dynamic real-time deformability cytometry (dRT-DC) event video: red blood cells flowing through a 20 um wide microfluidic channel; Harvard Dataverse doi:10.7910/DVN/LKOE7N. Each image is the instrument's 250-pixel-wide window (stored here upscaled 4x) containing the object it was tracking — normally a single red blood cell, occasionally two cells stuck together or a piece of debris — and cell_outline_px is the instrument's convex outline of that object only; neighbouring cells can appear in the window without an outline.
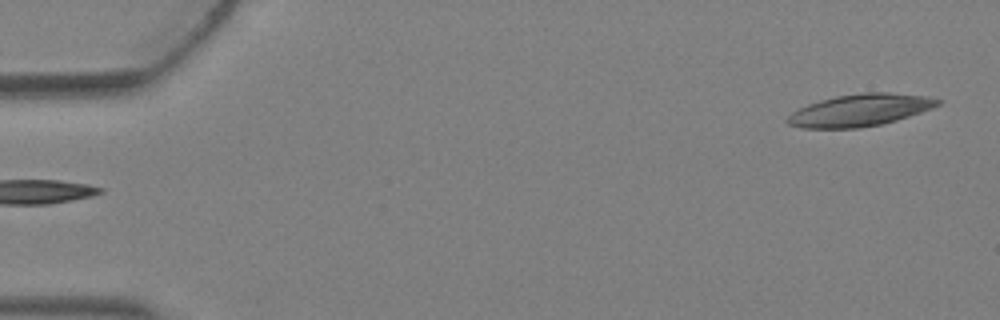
{"species": "Egyptian fruit bat (a non-hibernating species)", "species_latin": "Rousettus aegyptiacus", "temperature_condition": "warm", "stored_images_in_passage": 4, "camera_frame_rate_fps": 3000, "um_per_image_px": 0.085, "animal": {"sex": "female"}, "frame": {"image": 1, "passage_image": 1, "time_ms": 0.0, "image_size_px": [1000, 320], "cell_outline_px": [[940, 104], [932, 108], [896, 120], [880, 124], [856, 128], [800, 128], [788, 124], [784, 120], [792, 112], [808, 104], [820, 100], [836, 96], [864, 92], [888, 92], [928, 96], [940, 100]], "centroid_in_image_um": [73.07, 9.36], "position_along_channel_um": 11.9, "area_um2": 27.98}}